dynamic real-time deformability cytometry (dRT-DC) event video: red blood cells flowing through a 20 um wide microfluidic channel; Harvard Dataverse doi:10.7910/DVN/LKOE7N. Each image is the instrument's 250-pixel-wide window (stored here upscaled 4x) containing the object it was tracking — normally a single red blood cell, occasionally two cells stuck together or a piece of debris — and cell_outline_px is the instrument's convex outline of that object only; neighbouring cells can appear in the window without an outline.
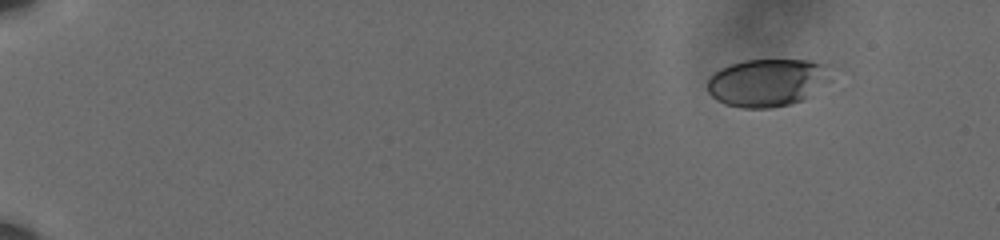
{"species": "human", "species_latin": "Homo sapiens", "temperature_condition": "cold", "stored_images_in_passage": 54, "camera_frame_rate_fps": 3000, "um_per_image_px": 0.085, "donor": {"sex": "male"}, "frame": {"image": 1, "passage_image": 1, "time_ms": 0.0, "image_size_px": [1000, 240], "cell_outline_px": [[836, 84], [804, 100], [772, 108], [744, 108], [724, 104], [716, 100], [708, 92], [708, 76], [720, 68], [728, 64], [744, 60], [808, 60], [828, 64]], "centroid_in_image_um": [65.35, 7.02], "position_along_channel_um": 19.6, "area_um2": 35.72}}
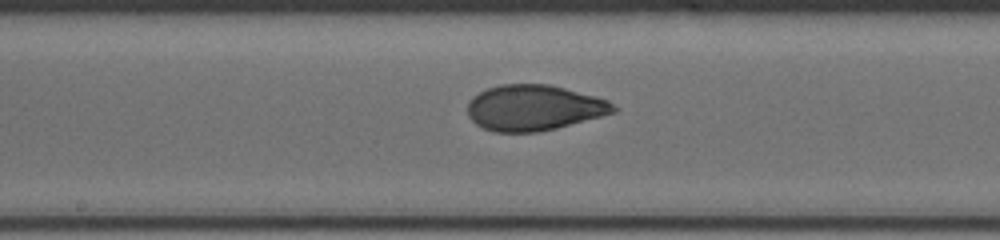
{"frame": {"image": 2, "passage_image": 29, "time_ms": 9.333, "image_size_px": [1000, 240], "cell_outline_px": [[620, 108], [616, 112], [556, 128], [540, 132], [492, 132], [476, 124], [468, 116], [468, 100], [472, 96], [488, 88], [500, 84], [548, 84], [564, 88], [608, 100]], "centroid_in_image_um": [45.37, 9.16], "position_along_channel_um": 202.8, "area_um2": 38.84}}
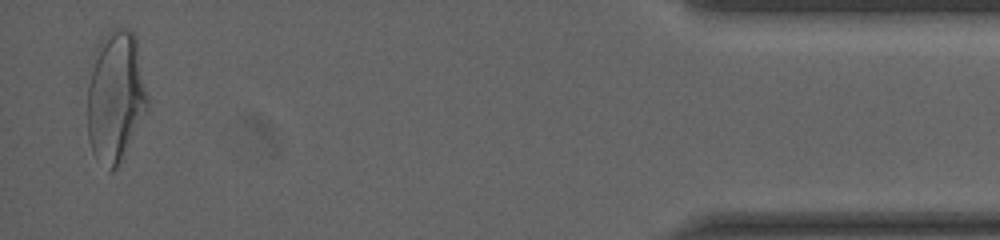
{"frame": {"image": 3, "passage_image": 53, "time_ms": 17.333, "image_size_px": [1000, 240], "cell_outline_px": [[148, 108], [116, 168], [112, 172], [108, 172], [92, 152], [88, 136], [88, 88], [92, 52], [96, 44], [112, 28], [128, 28], [136, 36], [148, 96]], "centroid_in_image_um": [9.8, 8.15], "position_along_channel_um": 425.4, "area_um2": 46.3}, "authors_computed_cell_mechanics": {"area_um2": 38.4081, "velocity_mm_per_s": 3.6007, "shape_relaxation_time_tau1_ms": 4.7378, "shape_relaxation_time_tau2_ms": 0.8883, "deformation_change_tau1": 0.1614, "deformation_change_tau2": 0.0539}}